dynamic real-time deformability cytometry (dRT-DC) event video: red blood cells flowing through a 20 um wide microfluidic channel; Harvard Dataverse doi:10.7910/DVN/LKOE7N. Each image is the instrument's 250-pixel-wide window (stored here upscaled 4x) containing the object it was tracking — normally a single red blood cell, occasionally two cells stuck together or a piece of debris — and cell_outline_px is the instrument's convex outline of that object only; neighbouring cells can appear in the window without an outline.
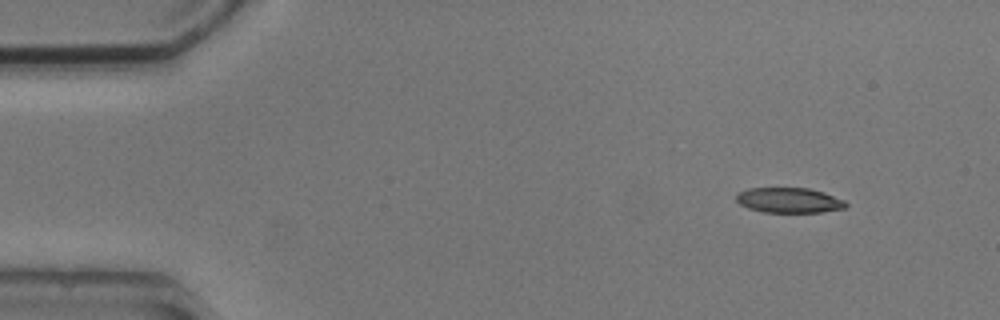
{"species": "common noctule bat (a hibernating species)", "species_latin": "Nyctalus noctula", "temperature_condition": "cold", "stored_images_in_passage": 4, "segment_of_instrument_passage": [1, 2], "camera_frame_rate_fps": 3000, "um_per_image_px": 0.085, "animal": {"sex": "male", "body_mass_g": 20.5, "forearm_length_mm": 52.5}, "frame": {"image": 1, "passage_image": 1, "time_ms": 0.0, "image_size_px": [1000, 320], "cell_outline_px": [[848, 204], [844, 208], [820, 212], [764, 212], [748, 208], [740, 204], [736, 200], [736, 192], [748, 188], [808, 188], [824, 192], [844, 200]], "centroid_in_image_um": [67.04, 17.01], "position_along_channel_um": 18.0, "area_um2": 16.07}}